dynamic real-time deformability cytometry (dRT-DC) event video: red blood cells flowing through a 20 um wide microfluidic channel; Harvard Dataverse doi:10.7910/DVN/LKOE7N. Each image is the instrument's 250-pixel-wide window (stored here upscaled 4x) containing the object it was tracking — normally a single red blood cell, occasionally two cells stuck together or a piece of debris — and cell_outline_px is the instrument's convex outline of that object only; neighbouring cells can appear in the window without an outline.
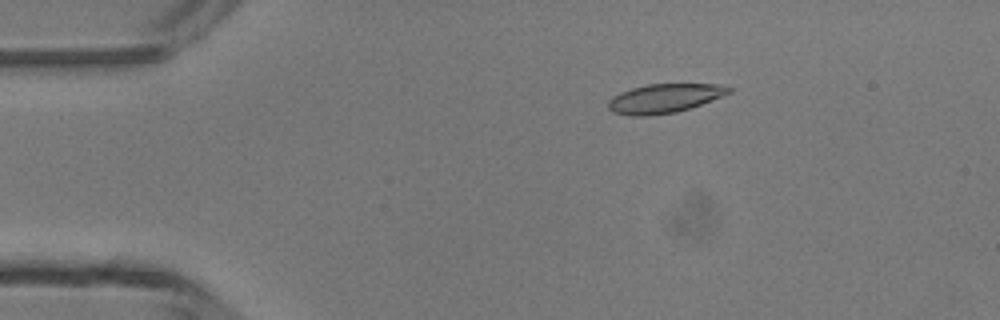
{"species": "common noctule bat (a hibernating species)", "species_latin": "Nyctalus noctula", "temperature_condition": "room temperature", "stored_images_in_passage": 5, "camera_frame_rate_fps": 3000, "um_per_image_px": 0.085, "animal": {"sex": "male", "body_mass_g": 13.3}, "frame": {"image": 1, "passage_image": 2, "time_ms": 2.0, "image_size_px": [1000, 320], "cell_outline_px": [[732, 92], [700, 104], [676, 112], [648, 116], [632, 116], [612, 112], [608, 108], [608, 100], [612, 96], [620, 92], [632, 88], [648, 84], [720, 84], [732, 88]], "centroid_in_image_um": [56.43, 8.36], "position_along_channel_um": 28.6, "area_um2": 20.35}}
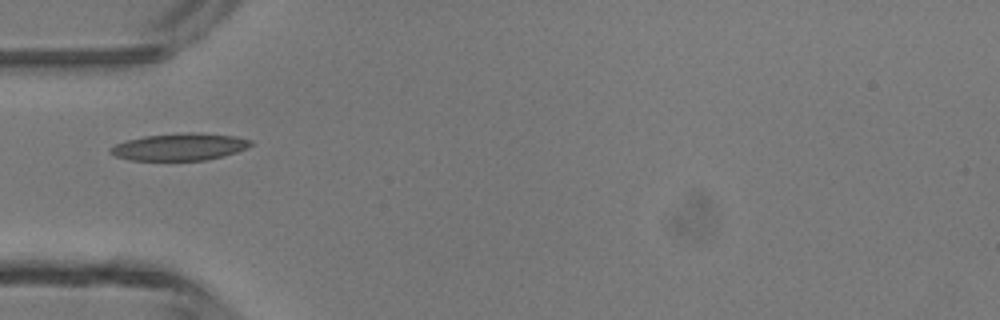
{"frame": {"image": 2, "passage_image": 4, "time_ms": 4.333, "image_size_px": [1000, 320], "cell_outline_px": [[252, 144], [248, 148], [224, 156], [208, 160], [132, 160], [116, 156], [108, 152], [108, 148], [116, 144], [128, 140], [144, 136], [188, 132], [192, 132], [236, 136], [252, 140]], "centroid_in_image_um": [15.3, 12.48], "position_along_channel_um": 69.7, "area_um2": 22.2}}
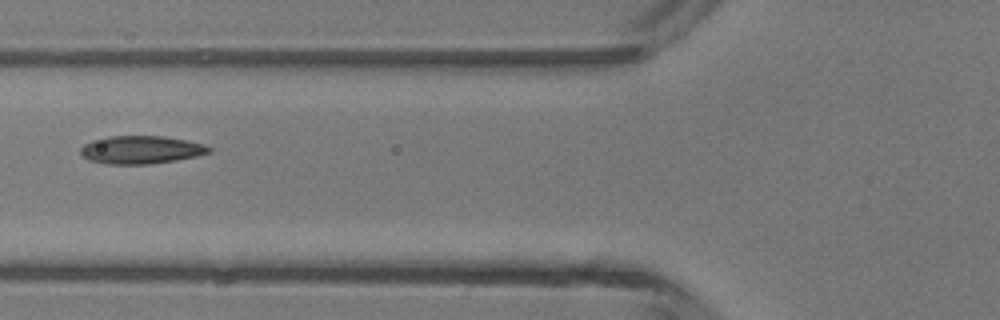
{"frame": {"image": 3, "passage_image": 5, "time_ms": 5.333, "image_size_px": [1000, 320], "cell_outline_px": [[212, 152], [196, 156], [176, 160], [148, 164], [108, 164], [88, 160], [80, 156], [80, 148], [84, 144], [92, 140], [108, 136], [164, 136], [188, 140], [204, 144], [212, 148]], "centroid_in_image_um": [11.98, 12.73], "position_along_channel_um": 113.8, "area_um2": 21.15}}